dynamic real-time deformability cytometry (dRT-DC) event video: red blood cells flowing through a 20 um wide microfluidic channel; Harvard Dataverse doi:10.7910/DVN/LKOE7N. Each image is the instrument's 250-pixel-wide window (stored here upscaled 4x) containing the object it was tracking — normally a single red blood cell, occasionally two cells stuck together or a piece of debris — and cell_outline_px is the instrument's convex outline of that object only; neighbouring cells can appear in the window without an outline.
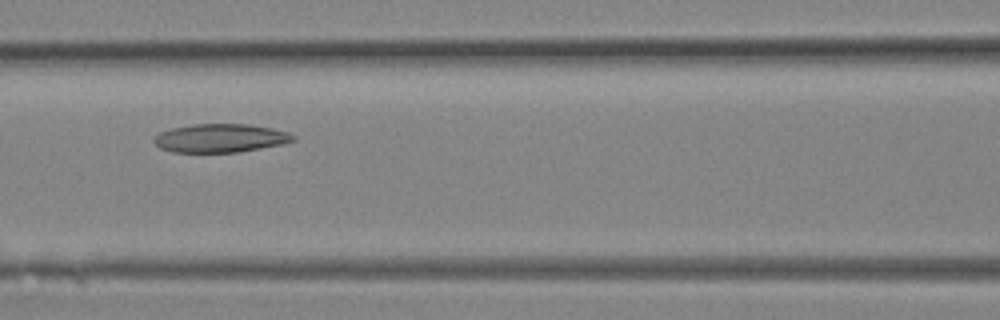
{"species": "Egyptian fruit bat (a non-hibernating species)", "species_latin": "Rousettus aegyptiacus", "temperature_condition": "room temperature", "stored_images_in_passage": 17, "camera_frame_rate_fps": 3000, "um_per_image_px": 0.085, "animal": {"sex": "female"}, "frame": {"image": 1, "passage_image": 12, "time_ms": 3.667, "image_size_px": [1000, 320], "cell_outline_px": [[296, 140], [284, 144], [240, 152], [172, 152], [160, 148], [152, 140], [160, 132], [172, 128], [192, 124], [252, 124], [272, 128], [288, 132], [296, 136]], "centroid_in_image_um": [18.77, 11.74], "position_along_channel_um": 147.8, "area_um2": 23.29}}
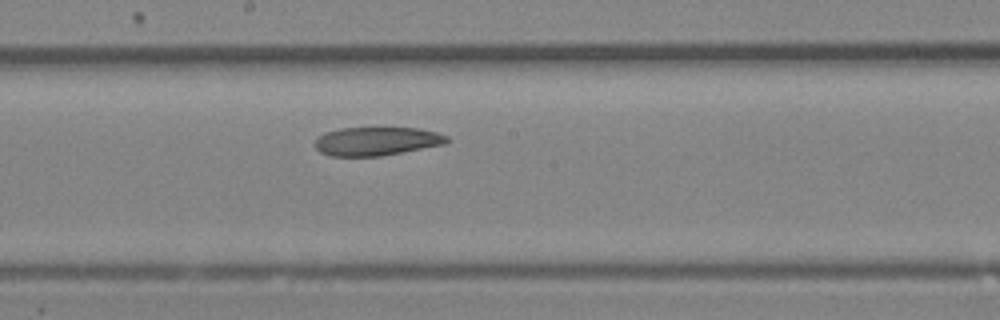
{"frame": {"image": 2, "passage_image": 15, "time_ms": 4.667, "image_size_px": [1000, 320], "cell_outline_px": [[448, 140], [444, 144], [380, 156], [332, 156], [320, 152], [316, 148], [316, 140], [324, 132], [340, 128], [416, 128], [436, 132], [448, 136]], "centroid_in_image_um": [31.99, 12.0], "position_along_channel_um": 216.2, "area_um2": 21.68}}
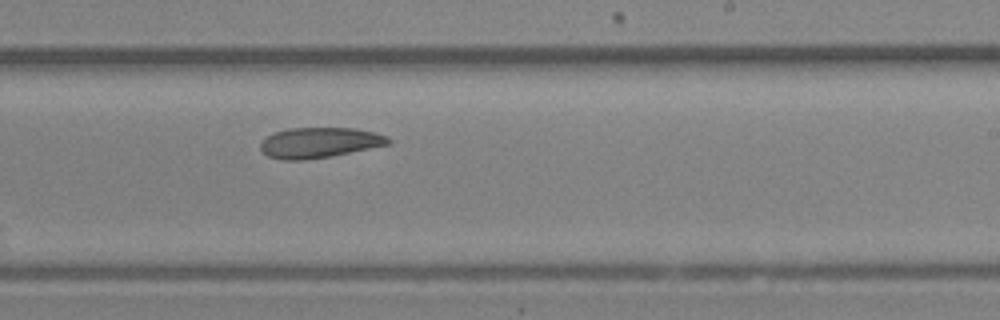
{"frame": {"image": 3, "passage_image": 17, "time_ms": 5.333, "image_size_px": [1000, 320], "cell_outline_px": [[392, 140], [388, 144], [328, 156], [304, 160], [280, 160], [268, 156], [260, 148], [260, 144], [268, 136], [276, 132], [288, 128], [356, 128], [376, 132], [388, 136]], "centroid_in_image_um": [27.15, 12.11], "position_along_channel_um": 261.9, "area_um2": 22.37}}